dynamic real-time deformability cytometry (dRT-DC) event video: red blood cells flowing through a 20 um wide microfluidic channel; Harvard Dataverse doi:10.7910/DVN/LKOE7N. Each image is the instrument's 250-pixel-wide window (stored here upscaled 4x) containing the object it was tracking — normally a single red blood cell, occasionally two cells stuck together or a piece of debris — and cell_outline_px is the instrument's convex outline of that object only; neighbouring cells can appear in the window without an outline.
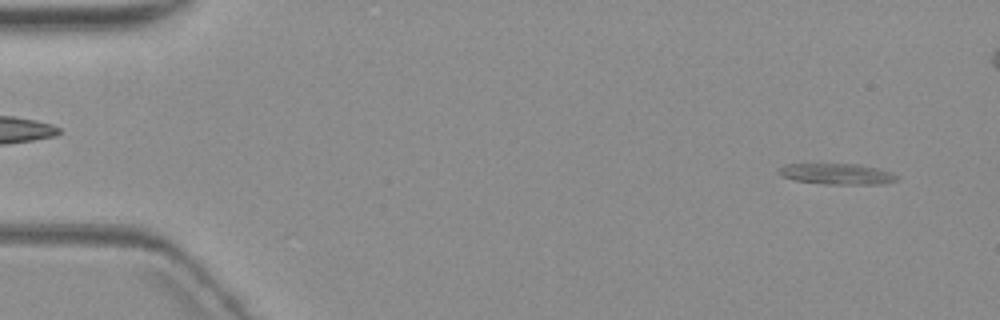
{"species": "common noctule bat (a hibernating species)", "species_latin": "Nyctalus noctula", "temperature_condition": "warm", "stored_images_in_passage": 6, "camera_frame_rate_fps": 3000, "um_per_image_px": 0.085, "animal": {"sex": "female", "body_mass_g": 19.3, "forearm_length_mm": 54.1}, "frame": {"image": 1, "passage_image": 1, "time_ms": 0.0, "image_size_px": [1000, 320], "cell_outline_px": [[900, 180], [884, 184], [824, 184], [796, 180], [784, 176], [776, 172], [784, 164], [856, 164], [880, 168], [892, 172], [900, 176]], "centroid_in_image_um": [71.24, 14.79], "position_along_channel_um": 13.8, "area_um2": 14.51}}
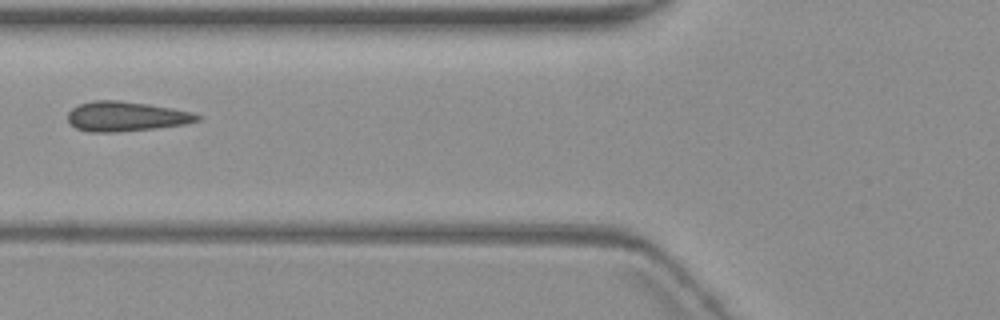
{"frame": {"image": 2, "passage_image": 6, "time_ms": 9.667, "image_size_px": [1000, 320], "cell_outline_px": [[200, 120], [184, 124], [156, 128], [112, 132], [88, 132], [76, 128], [68, 120], [68, 112], [72, 108], [80, 104], [92, 100], [120, 100], [148, 104], [172, 108], [192, 112], [200, 116]], "centroid_in_image_um": [10.69, 9.89], "position_along_channel_um": 115.1, "area_um2": 22.37}}